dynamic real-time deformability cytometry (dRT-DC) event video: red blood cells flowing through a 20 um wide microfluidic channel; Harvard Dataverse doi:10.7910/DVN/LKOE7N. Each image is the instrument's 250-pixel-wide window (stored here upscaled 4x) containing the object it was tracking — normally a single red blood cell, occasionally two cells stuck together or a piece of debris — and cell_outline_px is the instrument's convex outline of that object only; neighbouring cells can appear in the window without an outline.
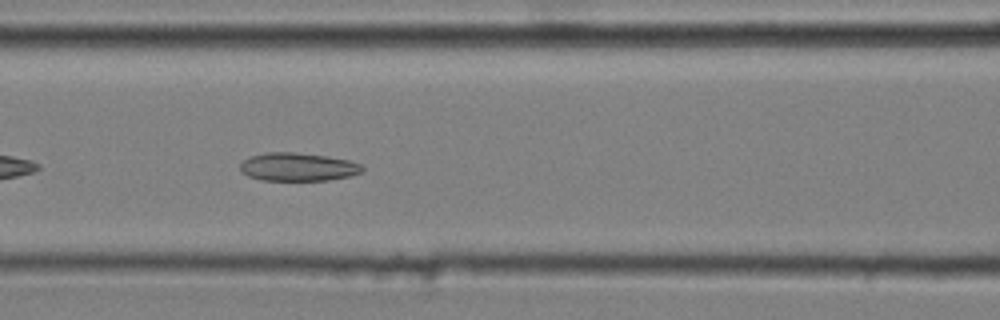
{"species": "common noctule bat (a hibernating species)", "species_latin": "Nyctalus noctula", "temperature_condition": "cold", "stored_images_in_passage": 38, "camera_frame_rate_fps": 3000, "um_per_image_px": 0.085, "animal": {"sex": "male", "body_mass_g": 20.4}, "frame": {"image": 1, "passage_image": 9, "time_ms": 2.667, "image_size_px": [1000, 320], "cell_outline_px": [[364, 168], [360, 172], [348, 176], [328, 180], [260, 180], [248, 176], [240, 168], [240, 164], [244, 160], [252, 156], [268, 152], [296, 152], [328, 156], [348, 160], [360, 164]], "centroid_in_image_um": [25.32, 14.18], "position_along_channel_um": 141.3, "area_um2": 19.88}}
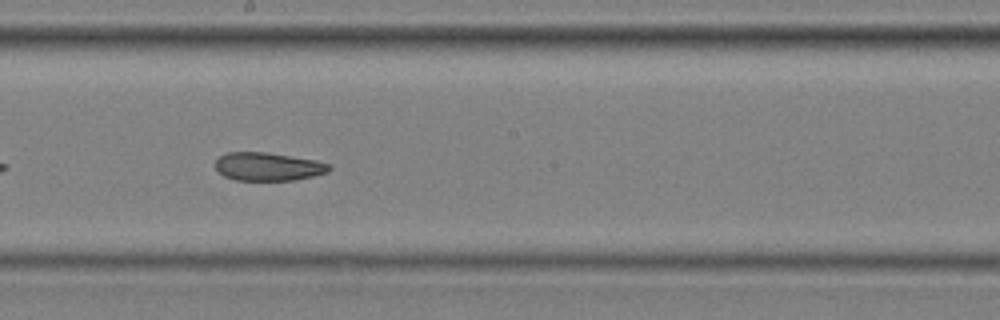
{"frame": {"image": 2, "passage_image": 16, "time_ms": 5.0, "image_size_px": [1000, 320], "cell_outline_px": [[332, 168], [328, 172], [296, 180], [236, 180], [224, 176], [216, 168], [216, 160], [220, 156], [228, 152], [268, 152], [316, 160], [332, 164]], "centroid_in_image_um": [22.83, 14.15], "position_along_channel_um": 225.4, "area_um2": 18.79}}
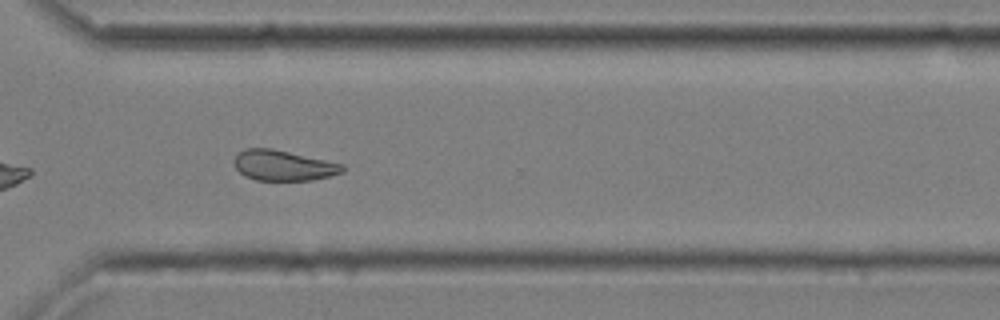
{"frame": {"image": 3, "passage_image": 26, "time_ms": 8.333, "image_size_px": [1000, 320], "cell_outline_px": [[344, 172], [312, 180], [256, 180], [244, 176], [236, 168], [236, 156], [244, 148], [272, 148], [344, 164]], "centroid_in_image_um": [24.1, 14.06], "position_along_channel_um": 346.5, "area_um2": 19.02}, "authors_computed_cell_mechanics": {"area_um2": 19.9699, "velocity_mm_per_s": 3.622, "shape_relaxation_time_tau1_ms": null, "shape_relaxation_time_tau2_ms": 6.3564, "deformation_change_tau1": null, "deformation_change_tau2": 0.1358}}